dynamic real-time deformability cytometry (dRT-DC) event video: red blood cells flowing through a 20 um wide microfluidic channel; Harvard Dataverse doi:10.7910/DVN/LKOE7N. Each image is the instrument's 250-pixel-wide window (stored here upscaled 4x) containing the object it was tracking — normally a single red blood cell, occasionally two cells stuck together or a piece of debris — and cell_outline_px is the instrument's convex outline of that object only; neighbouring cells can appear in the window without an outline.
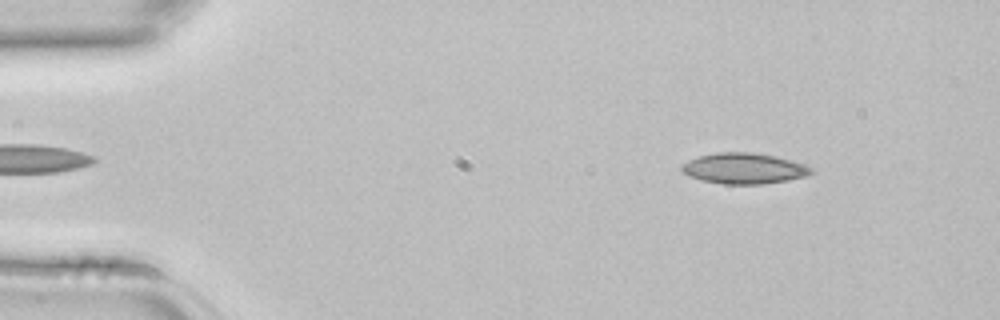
{"species": "common noctule bat (a hibernating species)", "species_latin": "Nyctalus noctula", "temperature_condition": "room temperature", "stored_images_in_passage": 3, "segment_of_instrument_passage": [2, 2], "camera_frame_rate_fps": 3000, "um_per_image_px": 0.085, "animal": {"sex": "female", "body_mass_g": 22.7, "forearm_length_mm": 54.2}, "frame": {"image": 1, "passage_image": 3, "time_ms": 0.667, "image_size_px": [1000, 320], "cell_outline_px": [[816, 172], [808, 176], [788, 180], [764, 184], [724, 184], [700, 180], [688, 176], [680, 172], [680, 164], [688, 160], [700, 156], [716, 152], [752, 152], [772, 156], [804, 164], [812, 168]], "centroid_in_image_um": [63.2, 14.33], "position_along_channel_um": 21.8, "area_um2": 23.41}}